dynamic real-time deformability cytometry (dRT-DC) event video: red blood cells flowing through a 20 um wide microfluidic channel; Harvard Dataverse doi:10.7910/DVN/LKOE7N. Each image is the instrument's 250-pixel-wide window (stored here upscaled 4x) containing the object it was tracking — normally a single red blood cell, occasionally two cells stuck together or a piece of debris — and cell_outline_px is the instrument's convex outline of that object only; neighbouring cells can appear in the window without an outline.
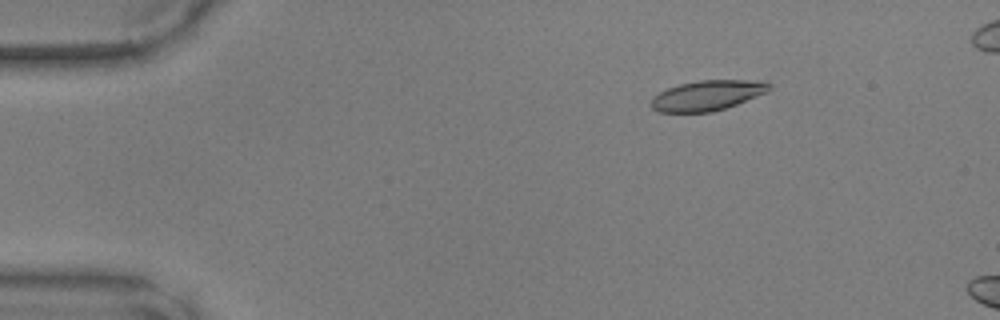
{"species": "common noctule bat (a hibernating species)", "species_latin": "Nyctalus noctula", "temperature_condition": "warm", "stored_images_in_passage": 6, "camera_frame_rate_fps": 3000, "um_per_image_px": 0.085, "animal": {"sex": "male", "body_mass_g": 17.9, "forearm_length_mm": 54.2}, "frame": {"image": 1, "passage_image": 2, "time_ms": 0.333, "image_size_px": [1000, 320], "cell_outline_px": [[772, 88], [768, 92], [736, 104], [712, 112], [660, 112], [652, 108], [652, 96], [668, 88], [680, 84], [700, 80], [764, 80], [772, 84]], "centroid_in_image_um": [60.18, 8.1], "position_along_channel_um": 24.8, "area_um2": 20.75}}